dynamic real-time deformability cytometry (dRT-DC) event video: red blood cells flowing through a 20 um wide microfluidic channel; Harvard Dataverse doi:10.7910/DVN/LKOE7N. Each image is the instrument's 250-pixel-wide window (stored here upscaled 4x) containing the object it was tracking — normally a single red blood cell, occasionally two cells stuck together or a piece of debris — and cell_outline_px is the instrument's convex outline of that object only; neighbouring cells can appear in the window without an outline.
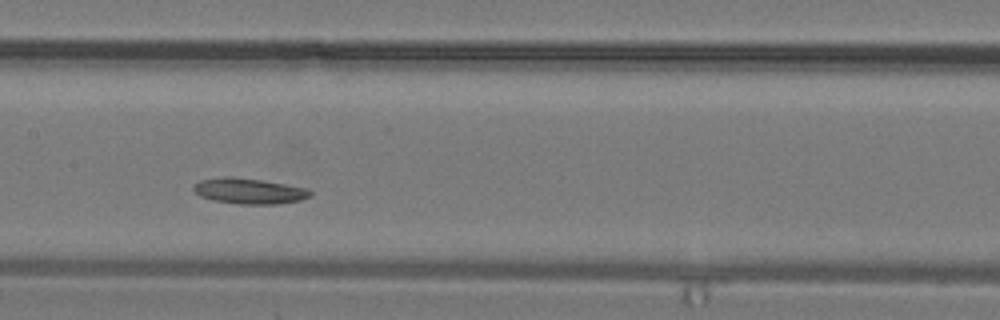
{"species": "common noctule bat (a hibernating species)", "species_latin": "Nyctalus noctula", "temperature_condition": "warm", "stored_images_in_passage": 24, "camera_frame_rate_fps": 3000, "um_per_image_px": 0.085, "animal": {"sex": "male", "body_mass_g": 19.2, "forearm_length_mm": 51.8}, "frame": {"image": 1, "passage_image": 8, "time_ms": 2.333, "image_size_px": [1000, 320], "cell_outline_px": [[312, 196], [300, 200], [276, 204], [236, 204], [212, 200], [200, 196], [192, 188], [200, 180], [224, 176], [232, 176], [260, 180], [308, 188], [312, 192]], "centroid_in_image_um": [21.18, 16.24], "position_along_channel_um": 186.2, "area_um2": 17.46}}
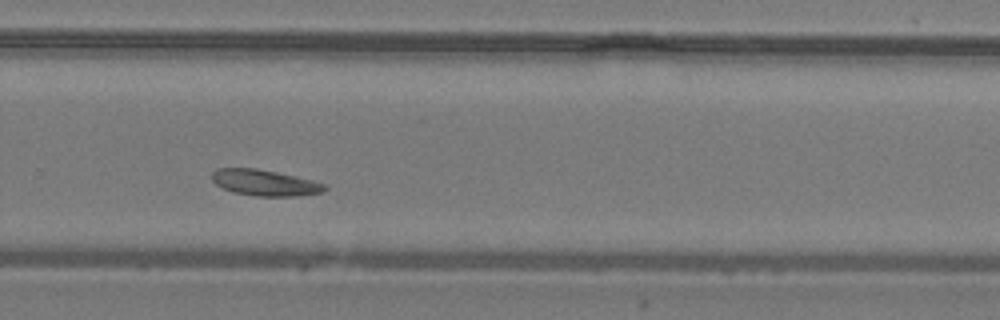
{"frame": {"image": 2, "passage_image": 14, "time_ms": 4.333, "image_size_px": [1000, 320], "cell_outline_px": [[328, 188], [324, 192], [300, 196], [256, 196], [236, 192], [224, 188], [216, 184], [212, 180], [212, 172], [216, 168], [256, 168], [296, 176], [328, 184]], "centroid_in_image_um": [22.57, 15.53], "position_along_channel_um": 307.2, "area_um2": 17.17}}
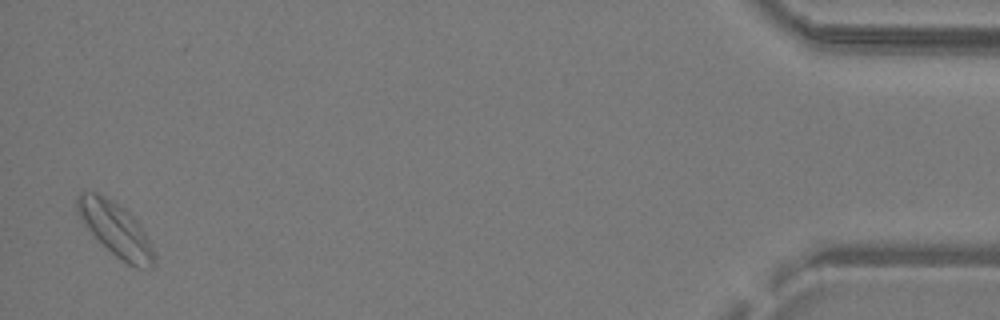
{"frame": {"image": 3, "passage_image": 24, "time_ms": 7.667, "image_size_px": [1000, 320], "cell_outline_px": [[156, 264], [152, 268], [136, 268], [128, 264], [116, 256], [88, 228], [76, 212], [76, 196], [80, 192], [96, 192], [112, 200], [124, 208], [136, 220], [144, 232], [156, 256]], "centroid_in_image_um": [9.84, 19.49], "position_along_channel_um": 425.4, "area_um2": 23.7}}